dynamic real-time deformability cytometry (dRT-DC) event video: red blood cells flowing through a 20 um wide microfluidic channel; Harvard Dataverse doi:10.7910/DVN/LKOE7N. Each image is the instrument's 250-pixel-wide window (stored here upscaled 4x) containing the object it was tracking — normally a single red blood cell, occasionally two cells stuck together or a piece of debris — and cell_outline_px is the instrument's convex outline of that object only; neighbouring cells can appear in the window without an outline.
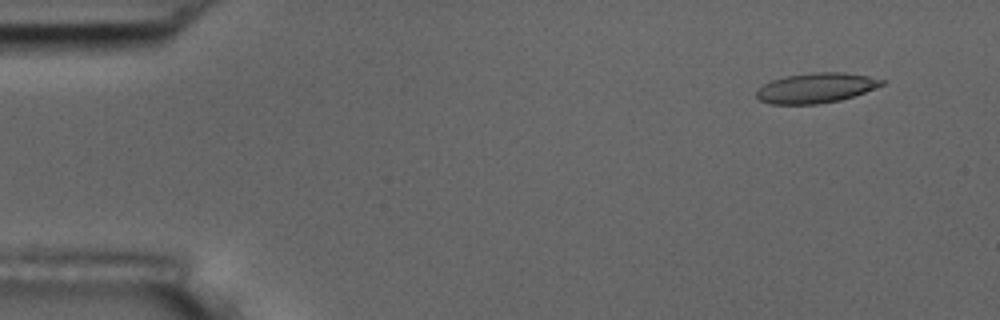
{"species": "common noctule bat (a hibernating species)", "species_latin": "Nyctalus noctula", "temperature_condition": "room temperature", "stored_images_in_passage": 28, "camera_frame_rate_fps": 3000, "um_per_image_px": 0.085, "animal": {"sex": "male", "body_mass_g": 17.5, "forearm_length_mm": 52.3}, "frame": {"image": 1, "passage_image": 5, "time_ms": 1.333, "image_size_px": [1000, 320], "cell_outline_px": [[888, 80], [884, 84], [864, 92], [840, 100], [816, 104], [772, 104], [760, 100], [756, 96], [756, 88], [772, 80], [784, 76], [812, 72], [844, 72], [868, 76]], "centroid_in_image_um": [69.34, 7.46], "position_along_channel_um": 15.7, "area_um2": 21.96}}
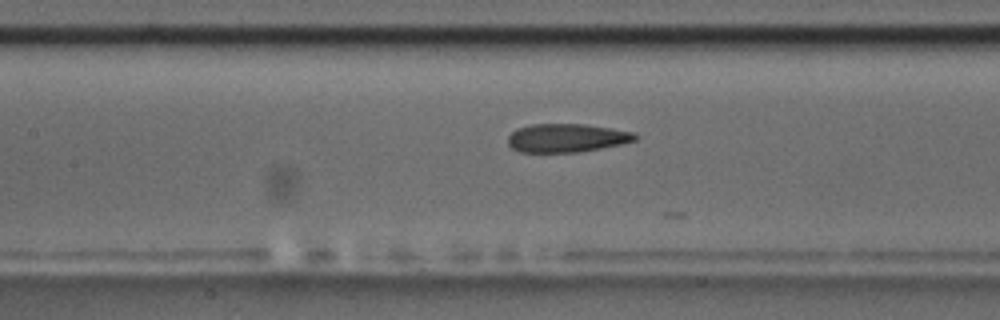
{"frame": {"image": 2, "passage_image": 25, "time_ms": 8.0, "image_size_px": [1000, 320], "cell_outline_px": [[640, 136], [636, 140], [620, 144], [580, 152], [520, 152], [512, 148], [508, 144], [508, 136], [516, 128], [528, 124], [584, 124], [636, 132]], "centroid_in_image_um": [48.17, 11.72], "position_along_channel_um": 159.2, "area_um2": 21.27}}